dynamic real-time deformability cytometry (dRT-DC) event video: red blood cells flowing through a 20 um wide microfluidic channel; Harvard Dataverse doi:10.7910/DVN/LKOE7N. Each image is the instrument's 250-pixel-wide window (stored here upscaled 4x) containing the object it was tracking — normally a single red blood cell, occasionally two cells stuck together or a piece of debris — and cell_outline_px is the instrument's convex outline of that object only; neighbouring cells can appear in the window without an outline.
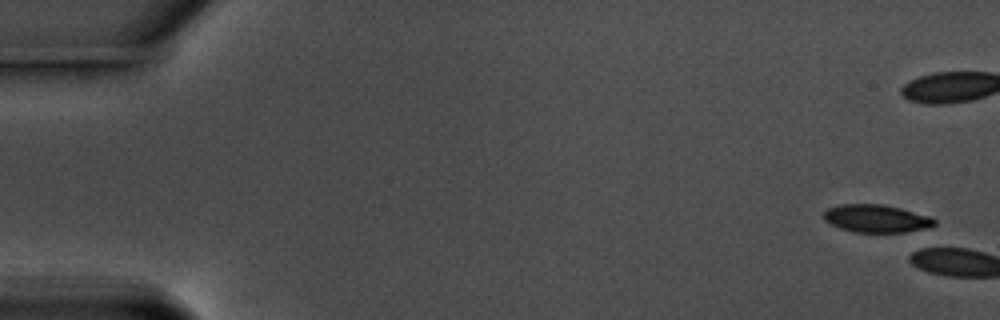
{"species": "common noctule bat (a hibernating species)", "species_latin": "Nyctalus noctula", "temperature_condition": "warm", "stored_images_in_passage": 3, "camera_frame_rate_fps": 3000, "um_per_image_px": 0.085, "animal": {"sex": "male", "body_mass_g": 17.5, "forearm_length_mm": 52.3}, "frame": {"image": 1, "passage_image": 1, "time_ms": 0.0, "image_size_px": [1000, 320], "cell_outline_px": [[936, 224], [920, 232], [856, 232], [840, 228], [824, 220], [824, 212], [828, 208], [840, 204], [884, 204], [932, 216], [936, 220]], "centroid_in_image_um": [74.57, 18.58], "position_along_channel_um": 10.4, "area_um2": 18.21}}